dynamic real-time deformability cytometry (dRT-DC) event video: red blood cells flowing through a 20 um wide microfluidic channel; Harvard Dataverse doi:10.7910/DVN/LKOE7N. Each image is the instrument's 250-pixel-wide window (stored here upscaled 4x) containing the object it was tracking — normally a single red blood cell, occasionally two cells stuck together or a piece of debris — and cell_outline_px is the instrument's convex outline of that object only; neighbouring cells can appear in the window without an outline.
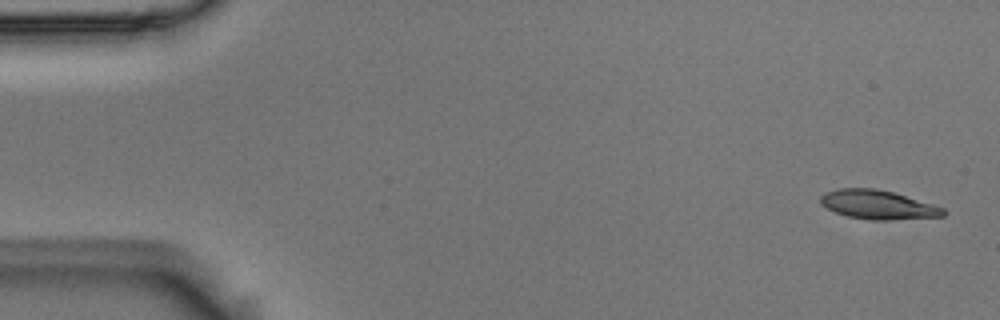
{"species": "Egyptian fruit bat (a non-hibernating species)", "species_latin": "Rousettus aegyptiacus", "temperature_condition": "room temperature", "stored_images_in_passage": 5, "camera_frame_rate_fps": 3000, "um_per_image_px": 0.085, "animal": {"sex": "male"}, "frame": {"image": 1, "passage_image": 1, "time_ms": 0.0, "image_size_px": [1000, 320], "cell_outline_px": [[948, 212], [944, 216], [888, 220], [872, 220], [848, 216], [836, 212], [820, 204], [820, 196], [824, 192], [840, 188], [876, 188], [892, 192], [932, 204], [944, 208]], "centroid_in_image_um": [74.62, 17.4], "position_along_channel_um": 10.4, "area_um2": 20.63}}
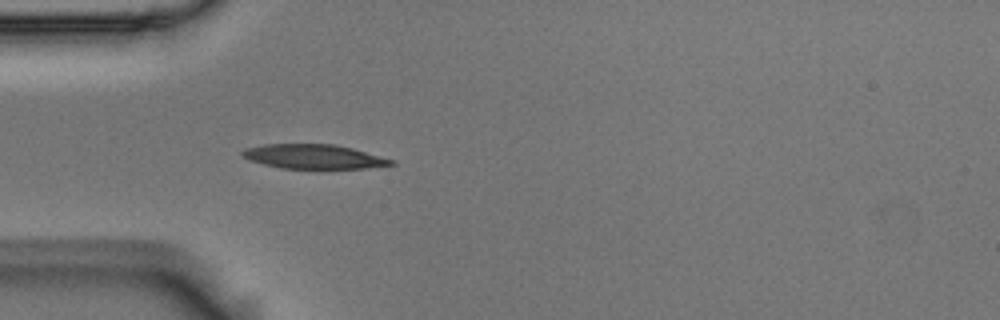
{"frame": {"image": 2, "passage_image": 5, "time_ms": 1.333, "image_size_px": [1000, 320], "cell_outline_px": [[396, 164], [364, 168], [280, 168], [264, 164], [240, 156], [240, 152], [244, 148], [264, 144], [332, 144], [352, 148], [396, 160]], "centroid_in_image_um": [26.66, 13.3], "position_along_channel_um": 58.3, "area_um2": 21.04}}